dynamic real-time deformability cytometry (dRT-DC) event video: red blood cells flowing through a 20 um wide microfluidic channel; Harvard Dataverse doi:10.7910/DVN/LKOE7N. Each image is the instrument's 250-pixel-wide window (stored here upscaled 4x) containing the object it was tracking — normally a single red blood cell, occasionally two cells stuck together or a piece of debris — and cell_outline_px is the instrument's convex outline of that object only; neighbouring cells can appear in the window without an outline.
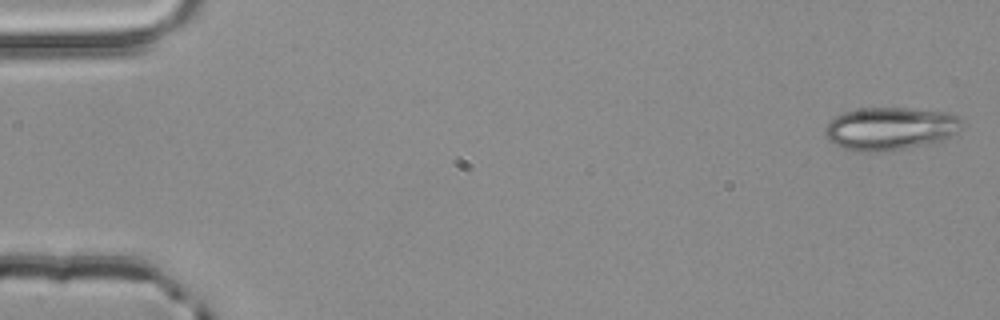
{"species": "common noctule bat (a hibernating species)", "species_latin": "Nyctalus noctula", "temperature_condition": "room temperature", "stored_images_in_passage": 3, "camera_frame_rate_fps": 3000, "um_per_image_px": 0.085, "animal": {"sex": "male", "body_mass_g": 20.4}, "frame": {"image": 1, "passage_image": 3, "time_ms": 0.667, "image_size_px": [1000, 320], "cell_outline_px": [[964, 120], [956, 132], [940, 140], [924, 144], [884, 152], [852, 152], [840, 148], [828, 140], [824, 136], [824, 128], [836, 116], [844, 112], [860, 108], [908, 108], [948, 112]], "centroid_in_image_um": [75.59, 10.94], "position_along_channel_um": 9.4, "area_um2": 34.28}}